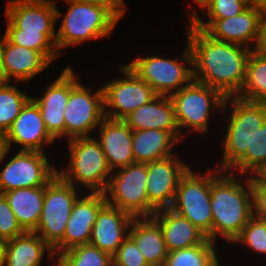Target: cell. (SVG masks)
<instances>
[{"label": "cell", "instance_id": "obj_42", "mask_svg": "<svg viewBox=\"0 0 266 266\" xmlns=\"http://www.w3.org/2000/svg\"><path fill=\"white\" fill-rule=\"evenodd\" d=\"M9 152L11 150L6 147L5 134L0 131V163H3Z\"/></svg>", "mask_w": 266, "mask_h": 266}, {"label": "cell", "instance_id": "obj_31", "mask_svg": "<svg viewBox=\"0 0 266 266\" xmlns=\"http://www.w3.org/2000/svg\"><path fill=\"white\" fill-rule=\"evenodd\" d=\"M32 96L20 91L14 84H0V131L6 134L22 108Z\"/></svg>", "mask_w": 266, "mask_h": 266}, {"label": "cell", "instance_id": "obj_14", "mask_svg": "<svg viewBox=\"0 0 266 266\" xmlns=\"http://www.w3.org/2000/svg\"><path fill=\"white\" fill-rule=\"evenodd\" d=\"M47 158L43 152L18 150L0 170V194L45 186L58 173Z\"/></svg>", "mask_w": 266, "mask_h": 266}, {"label": "cell", "instance_id": "obj_27", "mask_svg": "<svg viewBox=\"0 0 266 266\" xmlns=\"http://www.w3.org/2000/svg\"><path fill=\"white\" fill-rule=\"evenodd\" d=\"M180 143L170 132L158 129L132 130L135 163H150L174 155Z\"/></svg>", "mask_w": 266, "mask_h": 266}, {"label": "cell", "instance_id": "obj_12", "mask_svg": "<svg viewBox=\"0 0 266 266\" xmlns=\"http://www.w3.org/2000/svg\"><path fill=\"white\" fill-rule=\"evenodd\" d=\"M122 78L102 86L105 117L123 120L127 115L149 103L157 95L127 64L120 67Z\"/></svg>", "mask_w": 266, "mask_h": 266}, {"label": "cell", "instance_id": "obj_40", "mask_svg": "<svg viewBox=\"0 0 266 266\" xmlns=\"http://www.w3.org/2000/svg\"><path fill=\"white\" fill-rule=\"evenodd\" d=\"M85 2L101 3L110 6L121 18L126 13V4L124 0H76Z\"/></svg>", "mask_w": 266, "mask_h": 266}, {"label": "cell", "instance_id": "obj_33", "mask_svg": "<svg viewBox=\"0 0 266 266\" xmlns=\"http://www.w3.org/2000/svg\"><path fill=\"white\" fill-rule=\"evenodd\" d=\"M266 164V121L258 131L252 136L251 151H246L245 155L230 169L231 173L251 175L259 167ZM237 169V170H236ZM238 171V172H236ZM237 173V174H236Z\"/></svg>", "mask_w": 266, "mask_h": 266}, {"label": "cell", "instance_id": "obj_16", "mask_svg": "<svg viewBox=\"0 0 266 266\" xmlns=\"http://www.w3.org/2000/svg\"><path fill=\"white\" fill-rule=\"evenodd\" d=\"M175 155L147 163L146 193L149 201V217L158 210L171 208L179 181L190 168Z\"/></svg>", "mask_w": 266, "mask_h": 266}, {"label": "cell", "instance_id": "obj_36", "mask_svg": "<svg viewBox=\"0 0 266 266\" xmlns=\"http://www.w3.org/2000/svg\"><path fill=\"white\" fill-rule=\"evenodd\" d=\"M112 260L113 266H150L129 235L112 256Z\"/></svg>", "mask_w": 266, "mask_h": 266}, {"label": "cell", "instance_id": "obj_41", "mask_svg": "<svg viewBox=\"0 0 266 266\" xmlns=\"http://www.w3.org/2000/svg\"><path fill=\"white\" fill-rule=\"evenodd\" d=\"M249 177L251 185H266V164L259 167Z\"/></svg>", "mask_w": 266, "mask_h": 266}, {"label": "cell", "instance_id": "obj_38", "mask_svg": "<svg viewBox=\"0 0 266 266\" xmlns=\"http://www.w3.org/2000/svg\"><path fill=\"white\" fill-rule=\"evenodd\" d=\"M253 215L266 219V185H251Z\"/></svg>", "mask_w": 266, "mask_h": 266}, {"label": "cell", "instance_id": "obj_25", "mask_svg": "<svg viewBox=\"0 0 266 266\" xmlns=\"http://www.w3.org/2000/svg\"><path fill=\"white\" fill-rule=\"evenodd\" d=\"M128 235L150 266H164L168 251L161 227L153 217L133 218Z\"/></svg>", "mask_w": 266, "mask_h": 266}, {"label": "cell", "instance_id": "obj_24", "mask_svg": "<svg viewBox=\"0 0 266 266\" xmlns=\"http://www.w3.org/2000/svg\"><path fill=\"white\" fill-rule=\"evenodd\" d=\"M152 217L161 227L168 252L206 244L209 241L187 218L171 208L158 210Z\"/></svg>", "mask_w": 266, "mask_h": 266}, {"label": "cell", "instance_id": "obj_13", "mask_svg": "<svg viewBox=\"0 0 266 266\" xmlns=\"http://www.w3.org/2000/svg\"><path fill=\"white\" fill-rule=\"evenodd\" d=\"M90 90L79 81L70 91L64 111V138L67 140L90 137L105 118L102 86L94 93Z\"/></svg>", "mask_w": 266, "mask_h": 266}, {"label": "cell", "instance_id": "obj_10", "mask_svg": "<svg viewBox=\"0 0 266 266\" xmlns=\"http://www.w3.org/2000/svg\"><path fill=\"white\" fill-rule=\"evenodd\" d=\"M76 189L58 173L45 185L43 209L34 232L52 249L63 239L73 205L80 196Z\"/></svg>", "mask_w": 266, "mask_h": 266}, {"label": "cell", "instance_id": "obj_18", "mask_svg": "<svg viewBox=\"0 0 266 266\" xmlns=\"http://www.w3.org/2000/svg\"><path fill=\"white\" fill-rule=\"evenodd\" d=\"M71 66L64 68L56 80L45 89L41 98L32 97L39 106L45 127L55 139L64 137V111L71 89L79 82Z\"/></svg>", "mask_w": 266, "mask_h": 266}, {"label": "cell", "instance_id": "obj_43", "mask_svg": "<svg viewBox=\"0 0 266 266\" xmlns=\"http://www.w3.org/2000/svg\"><path fill=\"white\" fill-rule=\"evenodd\" d=\"M193 1H194V5L192 8V12H190L191 14H189L190 16H188L189 21L197 15V12H196L197 10L195 9L194 6L198 5L197 7H200V9L202 10L210 0H193Z\"/></svg>", "mask_w": 266, "mask_h": 266}, {"label": "cell", "instance_id": "obj_7", "mask_svg": "<svg viewBox=\"0 0 266 266\" xmlns=\"http://www.w3.org/2000/svg\"><path fill=\"white\" fill-rule=\"evenodd\" d=\"M176 121L179 127L180 136L182 129H188V133L197 131L201 134H207L209 129V118L212 111L216 110L226 112L228 102L225 97L216 89L206 86L192 80L187 86L182 87L179 91L170 96ZM222 111V112H221ZM211 112V113H210Z\"/></svg>", "mask_w": 266, "mask_h": 266}, {"label": "cell", "instance_id": "obj_17", "mask_svg": "<svg viewBox=\"0 0 266 266\" xmlns=\"http://www.w3.org/2000/svg\"><path fill=\"white\" fill-rule=\"evenodd\" d=\"M106 203L101 192H87L79 196L73 205L63 239L53 248L56 255L73 247L88 244L100 208Z\"/></svg>", "mask_w": 266, "mask_h": 266}, {"label": "cell", "instance_id": "obj_46", "mask_svg": "<svg viewBox=\"0 0 266 266\" xmlns=\"http://www.w3.org/2000/svg\"><path fill=\"white\" fill-rule=\"evenodd\" d=\"M252 6L262 8L266 6V0H252Z\"/></svg>", "mask_w": 266, "mask_h": 266}, {"label": "cell", "instance_id": "obj_28", "mask_svg": "<svg viewBox=\"0 0 266 266\" xmlns=\"http://www.w3.org/2000/svg\"><path fill=\"white\" fill-rule=\"evenodd\" d=\"M44 193L45 186L19 188L3 193L17 222L25 232H34L39 224Z\"/></svg>", "mask_w": 266, "mask_h": 266}, {"label": "cell", "instance_id": "obj_39", "mask_svg": "<svg viewBox=\"0 0 266 266\" xmlns=\"http://www.w3.org/2000/svg\"><path fill=\"white\" fill-rule=\"evenodd\" d=\"M255 50L266 52V6L260 8L259 38Z\"/></svg>", "mask_w": 266, "mask_h": 266}, {"label": "cell", "instance_id": "obj_5", "mask_svg": "<svg viewBox=\"0 0 266 266\" xmlns=\"http://www.w3.org/2000/svg\"><path fill=\"white\" fill-rule=\"evenodd\" d=\"M231 115L222 141L223 157L220 171L230 170L246 153L251 151V139L255 131L266 121V104L228 97Z\"/></svg>", "mask_w": 266, "mask_h": 266}, {"label": "cell", "instance_id": "obj_15", "mask_svg": "<svg viewBox=\"0 0 266 266\" xmlns=\"http://www.w3.org/2000/svg\"><path fill=\"white\" fill-rule=\"evenodd\" d=\"M189 22L212 39L255 49L259 38L260 8L249 5L236 16L206 22L197 14Z\"/></svg>", "mask_w": 266, "mask_h": 266}, {"label": "cell", "instance_id": "obj_20", "mask_svg": "<svg viewBox=\"0 0 266 266\" xmlns=\"http://www.w3.org/2000/svg\"><path fill=\"white\" fill-rule=\"evenodd\" d=\"M101 148L110 170L126 167L135 163L132 149V130L121 119L105 117L98 127Z\"/></svg>", "mask_w": 266, "mask_h": 266}, {"label": "cell", "instance_id": "obj_19", "mask_svg": "<svg viewBox=\"0 0 266 266\" xmlns=\"http://www.w3.org/2000/svg\"><path fill=\"white\" fill-rule=\"evenodd\" d=\"M5 142L8 149H11V145L15 143L21 146L20 150L43 153L44 146L55 142L45 127L39 106L32 98L6 132Z\"/></svg>", "mask_w": 266, "mask_h": 266}, {"label": "cell", "instance_id": "obj_6", "mask_svg": "<svg viewBox=\"0 0 266 266\" xmlns=\"http://www.w3.org/2000/svg\"><path fill=\"white\" fill-rule=\"evenodd\" d=\"M67 142L70 152L69 164L66 169L57 170L58 174L77 188V185L81 184L90 192L104 193L112 171L96 136L73 138Z\"/></svg>", "mask_w": 266, "mask_h": 266}, {"label": "cell", "instance_id": "obj_8", "mask_svg": "<svg viewBox=\"0 0 266 266\" xmlns=\"http://www.w3.org/2000/svg\"><path fill=\"white\" fill-rule=\"evenodd\" d=\"M181 56L174 59L138 56L126 63L142 80L160 96H171L193 80L192 53L186 44Z\"/></svg>", "mask_w": 266, "mask_h": 266}, {"label": "cell", "instance_id": "obj_44", "mask_svg": "<svg viewBox=\"0 0 266 266\" xmlns=\"http://www.w3.org/2000/svg\"><path fill=\"white\" fill-rule=\"evenodd\" d=\"M4 83L3 67H2V37L0 32V84Z\"/></svg>", "mask_w": 266, "mask_h": 266}, {"label": "cell", "instance_id": "obj_48", "mask_svg": "<svg viewBox=\"0 0 266 266\" xmlns=\"http://www.w3.org/2000/svg\"><path fill=\"white\" fill-rule=\"evenodd\" d=\"M213 266H220L219 260Z\"/></svg>", "mask_w": 266, "mask_h": 266}, {"label": "cell", "instance_id": "obj_21", "mask_svg": "<svg viewBox=\"0 0 266 266\" xmlns=\"http://www.w3.org/2000/svg\"><path fill=\"white\" fill-rule=\"evenodd\" d=\"M51 63L39 52L11 43L2 36L4 82L28 83Z\"/></svg>", "mask_w": 266, "mask_h": 266}, {"label": "cell", "instance_id": "obj_26", "mask_svg": "<svg viewBox=\"0 0 266 266\" xmlns=\"http://www.w3.org/2000/svg\"><path fill=\"white\" fill-rule=\"evenodd\" d=\"M46 252L48 260H56L53 249L37 233L26 231L5 241L4 266H40Z\"/></svg>", "mask_w": 266, "mask_h": 266}, {"label": "cell", "instance_id": "obj_37", "mask_svg": "<svg viewBox=\"0 0 266 266\" xmlns=\"http://www.w3.org/2000/svg\"><path fill=\"white\" fill-rule=\"evenodd\" d=\"M25 231L17 222L16 216L3 194H0V240L7 241Z\"/></svg>", "mask_w": 266, "mask_h": 266}, {"label": "cell", "instance_id": "obj_11", "mask_svg": "<svg viewBox=\"0 0 266 266\" xmlns=\"http://www.w3.org/2000/svg\"><path fill=\"white\" fill-rule=\"evenodd\" d=\"M147 163H133L112 172L104 192L106 202L133 218L149 217Z\"/></svg>", "mask_w": 266, "mask_h": 266}, {"label": "cell", "instance_id": "obj_32", "mask_svg": "<svg viewBox=\"0 0 266 266\" xmlns=\"http://www.w3.org/2000/svg\"><path fill=\"white\" fill-rule=\"evenodd\" d=\"M56 257L55 266H113L112 256L90 243L73 247Z\"/></svg>", "mask_w": 266, "mask_h": 266}, {"label": "cell", "instance_id": "obj_22", "mask_svg": "<svg viewBox=\"0 0 266 266\" xmlns=\"http://www.w3.org/2000/svg\"><path fill=\"white\" fill-rule=\"evenodd\" d=\"M132 219L128 213L106 202L97 214L89 243L113 256L128 236Z\"/></svg>", "mask_w": 266, "mask_h": 266}, {"label": "cell", "instance_id": "obj_1", "mask_svg": "<svg viewBox=\"0 0 266 266\" xmlns=\"http://www.w3.org/2000/svg\"><path fill=\"white\" fill-rule=\"evenodd\" d=\"M186 27L193 80L218 90L225 98L236 97L244 84L253 49L212 39L189 21Z\"/></svg>", "mask_w": 266, "mask_h": 266}, {"label": "cell", "instance_id": "obj_23", "mask_svg": "<svg viewBox=\"0 0 266 266\" xmlns=\"http://www.w3.org/2000/svg\"><path fill=\"white\" fill-rule=\"evenodd\" d=\"M131 130L158 129L170 132L182 140L169 96L157 95L149 103L137 108L123 119Z\"/></svg>", "mask_w": 266, "mask_h": 266}, {"label": "cell", "instance_id": "obj_4", "mask_svg": "<svg viewBox=\"0 0 266 266\" xmlns=\"http://www.w3.org/2000/svg\"><path fill=\"white\" fill-rule=\"evenodd\" d=\"M69 4L59 30L56 31V47L59 54L69 46L93 39H104L115 29L121 17L106 4L64 0Z\"/></svg>", "mask_w": 266, "mask_h": 266}, {"label": "cell", "instance_id": "obj_35", "mask_svg": "<svg viewBox=\"0 0 266 266\" xmlns=\"http://www.w3.org/2000/svg\"><path fill=\"white\" fill-rule=\"evenodd\" d=\"M249 6L245 0H210L203 8L208 19L230 18L238 15ZM206 10V11H205Z\"/></svg>", "mask_w": 266, "mask_h": 266}, {"label": "cell", "instance_id": "obj_3", "mask_svg": "<svg viewBox=\"0 0 266 266\" xmlns=\"http://www.w3.org/2000/svg\"><path fill=\"white\" fill-rule=\"evenodd\" d=\"M213 170H211L210 195L212 241L216 243L219 235L232 244L253 216L250 177L245 176L243 183V175H238L241 177L240 180L228 171H220L218 168Z\"/></svg>", "mask_w": 266, "mask_h": 266}, {"label": "cell", "instance_id": "obj_29", "mask_svg": "<svg viewBox=\"0 0 266 266\" xmlns=\"http://www.w3.org/2000/svg\"><path fill=\"white\" fill-rule=\"evenodd\" d=\"M240 99L266 104V52L253 49L247 61Z\"/></svg>", "mask_w": 266, "mask_h": 266}, {"label": "cell", "instance_id": "obj_9", "mask_svg": "<svg viewBox=\"0 0 266 266\" xmlns=\"http://www.w3.org/2000/svg\"><path fill=\"white\" fill-rule=\"evenodd\" d=\"M211 170L192 167L179 181L171 209L187 218L212 241Z\"/></svg>", "mask_w": 266, "mask_h": 266}, {"label": "cell", "instance_id": "obj_34", "mask_svg": "<svg viewBox=\"0 0 266 266\" xmlns=\"http://www.w3.org/2000/svg\"><path fill=\"white\" fill-rule=\"evenodd\" d=\"M234 243L244 244L251 251L266 255V219L253 215Z\"/></svg>", "mask_w": 266, "mask_h": 266}, {"label": "cell", "instance_id": "obj_45", "mask_svg": "<svg viewBox=\"0 0 266 266\" xmlns=\"http://www.w3.org/2000/svg\"><path fill=\"white\" fill-rule=\"evenodd\" d=\"M5 241L0 240V266H4Z\"/></svg>", "mask_w": 266, "mask_h": 266}, {"label": "cell", "instance_id": "obj_47", "mask_svg": "<svg viewBox=\"0 0 266 266\" xmlns=\"http://www.w3.org/2000/svg\"><path fill=\"white\" fill-rule=\"evenodd\" d=\"M249 5H252V0H245Z\"/></svg>", "mask_w": 266, "mask_h": 266}, {"label": "cell", "instance_id": "obj_30", "mask_svg": "<svg viewBox=\"0 0 266 266\" xmlns=\"http://www.w3.org/2000/svg\"><path fill=\"white\" fill-rule=\"evenodd\" d=\"M215 244L209 240L206 244L168 252L164 266H213L219 260Z\"/></svg>", "mask_w": 266, "mask_h": 266}, {"label": "cell", "instance_id": "obj_2", "mask_svg": "<svg viewBox=\"0 0 266 266\" xmlns=\"http://www.w3.org/2000/svg\"><path fill=\"white\" fill-rule=\"evenodd\" d=\"M5 16L11 43L39 51L50 63L60 57L55 27L62 13L53 0H11Z\"/></svg>", "mask_w": 266, "mask_h": 266}]
</instances>
